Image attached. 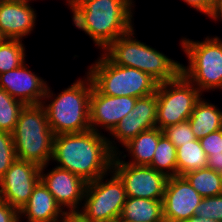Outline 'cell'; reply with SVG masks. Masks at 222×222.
I'll use <instances>...</instances> for the list:
<instances>
[{
  "mask_svg": "<svg viewBox=\"0 0 222 222\" xmlns=\"http://www.w3.org/2000/svg\"><path fill=\"white\" fill-rule=\"evenodd\" d=\"M189 123L195 138L200 140L208 134L222 129V111L215 104L201 99L196 103Z\"/></svg>",
  "mask_w": 222,
  "mask_h": 222,
  "instance_id": "obj_18",
  "label": "cell"
},
{
  "mask_svg": "<svg viewBox=\"0 0 222 222\" xmlns=\"http://www.w3.org/2000/svg\"><path fill=\"white\" fill-rule=\"evenodd\" d=\"M202 199L184 176L168 177L163 197L164 221L184 222L190 219Z\"/></svg>",
  "mask_w": 222,
  "mask_h": 222,
  "instance_id": "obj_13",
  "label": "cell"
},
{
  "mask_svg": "<svg viewBox=\"0 0 222 222\" xmlns=\"http://www.w3.org/2000/svg\"><path fill=\"white\" fill-rule=\"evenodd\" d=\"M12 137L17 159L39 166L49 165V161H52L54 134L41 104L24 106Z\"/></svg>",
  "mask_w": 222,
  "mask_h": 222,
  "instance_id": "obj_5",
  "label": "cell"
},
{
  "mask_svg": "<svg viewBox=\"0 0 222 222\" xmlns=\"http://www.w3.org/2000/svg\"><path fill=\"white\" fill-rule=\"evenodd\" d=\"M133 0H77L70 6L73 24L103 52L134 27Z\"/></svg>",
  "mask_w": 222,
  "mask_h": 222,
  "instance_id": "obj_2",
  "label": "cell"
},
{
  "mask_svg": "<svg viewBox=\"0 0 222 222\" xmlns=\"http://www.w3.org/2000/svg\"><path fill=\"white\" fill-rule=\"evenodd\" d=\"M158 99L156 93L137 98L132 114L135 121V129L143 131L156 128Z\"/></svg>",
  "mask_w": 222,
  "mask_h": 222,
  "instance_id": "obj_24",
  "label": "cell"
},
{
  "mask_svg": "<svg viewBox=\"0 0 222 222\" xmlns=\"http://www.w3.org/2000/svg\"><path fill=\"white\" fill-rule=\"evenodd\" d=\"M155 93L158 99L156 127L160 130L188 120L202 96L182 74L177 79L158 84Z\"/></svg>",
  "mask_w": 222,
  "mask_h": 222,
  "instance_id": "obj_9",
  "label": "cell"
},
{
  "mask_svg": "<svg viewBox=\"0 0 222 222\" xmlns=\"http://www.w3.org/2000/svg\"><path fill=\"white\" fill-rule=\"evenodd\" d=\"M114 222H130V221H127V220H124V219H121V218H118L116 221Z\"/></svg>",
  "mask_w": 222,
  "mask_h": 222,
  "instance_id": "obj_40",
  "label": "cell"
},
{
  "mask_svg": "<svg viewBox=\"0 0 222 222\" xmlns=\"http://www.w3.org/2000/svg\"><path fill=\"white\" fill-rule=\"evenodd\" d=\"M28 222H65L68 214L56 203L54 196L40 180L27 204L19 211Z\"/></svg>",
  "mask_w": 222,
  "mask_h": 222,
  "instance_id": "obj_17",
  "label": "cell"
},
{
  "mask_svg": "<svg viewBox=\"0 0 222 222\" xmlns=\"http://www.w3.org/2000/svg\"><path fill=\"white\" fill-rule=\"evenodd\" d=\"M92 88L93 83L87 73L84 79L76 80L56 97L47 86L41 105L46 111L49 127L54 135L90 130L89 107Z\"/></svg>",
  "mask_w": 222,
  "mask_h": 222,
  "instance_id": "obj_3",
  "label": "cell"
},
{
  "mask_svg": "<svg viewBox=\"0 0 222 222\" xmlns=\"http://www.w3.org/2000/svg\"><path fill=\"white\" fill-rule=\"evenodd\" d=\"M19 211L0 199V222H18Z\"/></svg>",
  "mask_w": 222,
  "mask_h": 222,
  "instance_id": "obj_32",
  "label": "cell"
},
{
  "mask_svg": "<svg viewBox=\"0 0 222 222\" xmlns=\"http://www.w3.org/2000/svg\"><path fill=\"white\" fill-rule=\"evenodd\" d=\"M41 166L16 159L0 178V199L20 211L40 181Z\"/></svg>",
  "mask_w": 222,
  "mask_h": 222,
  "instance_id": "obj_11",
  "label": "cell"
},
{
  "mask_svg": "<svg viewBox=\"0 0 222 222\" xmlns=\"http://www.w3.org/2000/svg\"><path fill=\"white\" fill-rule=\"evenodd\" d=\"M134 28L113 41L103 52L116 65L136 68L148 74L158 84L181 75L180 62L135 38Z\"/></svg>",
  "mask_w": 222,
  "mask_h": 222,
  "instance_id": "obj_4",
  "label": "cell"
},
{
  "mask_svg": "<svg viewBox=\"0 0 222 222\" xmlns=\"http://www.w3.org/2000/svg\"><path fill=\"white\" fill-rule=\"evenodd\" d=\"M149 166L164 173L167 177L177 176V150L164 134L159 138Z\"/></svg>",
  "mask_w": 222,
  "mask_h": 222,
  "instance_id": "obj_23",
  "label": "cell"
},
{
  "mask_svg": "<svg viewBox=\"0 0 222 222\" xmlns=\"http://www.w3.org/2000/svg\"><path fill=\"white\" fill-rule=\"evenodd\" d=\"M208 17L215 21L218 19L222 21V0H215L213 9Z\"/></svg>",
  "mask_w": 222,
  "mask_h": 222,
  "instance_id": "obj_35",
  "label": "cell"
},
{
  "mask_svg": "<svg viewBox=\"0 0 222 222\" xmlns=\"http://www.w3.org/2000/svg\"><path fill=\"white\" fill-rule=\"evenodd\" d=\"M163 134L175 145L179 147L188 143L189 141L196 140L192 132L189 120H185L175 125H171L162 130Z\"/></svg>",
  "mask_w": 222,
  "mask_h": 222,
  "instance_id": "obj_29",
  "label": "cell"
},
{
  "mask_svg": "<svg viewBox=\"0 0 222 222\" xmlns=\"http://www.w3.org/2000/svg\"><path fill=\"white\" fill-rule=\"evenodd\" d=\"M200 143L207 156L210 154H222V129L201 138Z\"/></svg>",
  "mask_w": 222,
  "mask_h": 222,
  "instance_id": "obj_31",
  "label": "cell"
},
{
  "mask_svg": "<svg viewBox=\"0 0 222 222\" xmlns=\"http://www.w3.org/2000/svg\"><path fill=\"white\" fill-rule=\"evenodd\" d=\"M184 222H214V220L206 219L205 217L193 215L190 219H187Z\"/></svg>",
  "mask_w": 222,
  "mask_h": 222,
  "instance_id": "obj_36",
  "label": "cell"
},
{
  "mask_svg": "<svg viewBox=\"0 0 222 222\" xmlns=\"http://www.w3.org/2000/svg\"><path fill=\"white\" fill-rule=\"evenodd\" d=\"M4 40V37L0 33V42Z\"/></svg>",
  "mask_w": 222,
  "mask_h": 222,
  "instance_id": "obj_41",
  "label": "cell"
},
{
  "mask_svg": "<svg viewBox=\"0 0 222 222\" xmlns=\"http://www.w3.org/2000/svg\"><path fill=\"white\" fill-rule=\"evenodd\" d=\"M207 167L216 173L222 174V154H210L207 156Z\"/></svg>",
  "mask_w": 222,
  "mask_h": 222,
  "instance_id": "obj_34",
  "label": "cell"
},
{
  "mask_svg": "<svg viewBox=\"0 0 222 222\" xmlns=\"http://www.w3.org/2000/svg\"><path fill=\"white\" fill-rule=\"evenodd\" d=\"M1 1H9V2H18V3H26L29 4L32 0H1Z\"/></svg>",
  "mask_w": 222,
  "mask_h": 222,
  "instance_id": "obj_38",
  "label": "cell"
},
{
  "mask_svg": "<svg viewBox=\"0 0 222 222\" xmlns=\"http://www.w3.org/2000/svg\"><path fill=\"white\" fill-rule=\"evenodd\" d=\"M137 98L130 96H108L101 94L94 86L90 95V129L99 127L109 131L125 117L135 105Z\"/></svg>",
  "mask_w": 222,
  "mask_h": 222,
  "instance_id": "obj_14",
  "label": "cell"
},
{
  "mask_svg": "<svg viewBox=\"0 0 222 222\" xmlns=\"http://www.w3.org/2000/svg\"><path fill=\"white\" fill-rule=\"evenodd\" d=\"M143 132L142 129H135V121L130 111L121 121L114 127L110 132V136L114 140H117L121 143L122 147L127 144L131 139L135 138L138 134Z\"/></svg>",
  "mask_w": 222,
  "mask_h": 222,
  "instance_id": "obj_27",
  "label": "cell"
},
{
  "mask_svg": "<svg viewBox=\"0 0 222 222\" xmlns=\"http://www.w3.org/2000/svg\"><path fill=\"white\" fill-rule=\"evenodd\" d=\"M65 222H81V221L75 216H68Z\"/></svg>",
  "mask_w": 222,
  "mask_h": 222,
  "instance_id": "obj_37",
  "label": "cell"
},
{
  "mask_svg": "<svg viewBox=\"0 0 222 222\" xmlns=\"http://www.w3.org/2000/svg\"><path fill=\"white\" fill-rule=\"evenodd\" d=\"M190 7H193L196 11L209 16L211 13L215 0H183Z\"/></svg>",
  "mask_w": 222,
  "mask_h": 222,
  "instance_id": "obj_33",
  "label": "cell"
},
{
  "mask_svg": "<svg viewBox=\"0 0 222 222\" xmlns=\"http://www.w3.org/2000/svg\"><path fill=\"white\" fill-rule=\"evenodd\" d=\"M162 135L163 131L157 127L138 134L123 146L132 157H130L132 160L130 162L122 160V162L131 165L149 166L152 162L159 138Z\"/></svg>",
  "mask_w": 222,
  "mask_h": 222,
  "instance_id": "obj_20",
  "label": "cell"
},
{
  "mask_svg": "<svg viewBox=\"0 0 222 222\" xmlns=\"http://www.w3.org/2000/svg\"><path fill=\"white\" fill-rule=\"evenodd\" d=\"M25 104L0 88V130L12 133Z\"/></svg>",
  "mask_w": 222,
  "mask_h": 222,
  "instance_id": "obj_26",
  "label": "cell"
},
{
  "mask_svg": "<svg viewBox=\"0 0 222 222\" xmlns=\"http://www.w3.org/2000/svg\"><path fill=\"white\" fill-rule=\"evenodd\" d=\"M205 37L203 42L183 38L181 47L188 66H181V74L203 94L222 89V39Z\"/></svg>",
  "mask_w": 222,
  "mask_h": 222,
  "instance_id": "obj_7",
  "label": "cell"
},
{
  "mask_svg": "<svg viewBox=\"0 0 222 222\" xmlns=\"http://www.w3.org/2000/svg\"><path fill=\"white\" fill-rule=\"evenodd\" d=\"M101 54L86 72L101 94L141 98L155 93L158 83L148 74L116 65L104 53Z\"/></svg>",
  "mask_w": 222,
  "mask_h": 222,
  "instance_id": "obj_6",
  "label": "cell"
},
{
  "mask_svg": "<svg viewBox=\"0 0 222 222\" xmlns=\"http://www.w3.org/2000/svg\"><path fill=\"white\" fill-rule=\"evenodd\" d=\"M119 218L130 222H165L163 200L127 197Z\"/></svg>",
  "mask_w": 222,
  "mask_h": 222,
  "instance_id": "obj_19",
  "label": "cell"
},
{
  "mask_svg": "<svg viewBox=\"0 0 222 222\" xmlns=\"http://www.w3.org/2000/svg\"><path fill=\"white\" fill-rule=\"evenodd\" d=\"M195 215L222 222V194L203 197L195 209Z\"/></svg>",
  "mask_w": 222,
  "mask_h": 222,
  "instance_id": "obj_30",
  "label": "cell"
},
{
  "mask_svg": "<svg viewBox=\"0 0 222 222\" xmlns=\"http://www.w3.org/2000/svg\"><path fill=\"white\" fill-rule=\"evenodd\" d=\"M119 148L103 133L88 130L82 133L54 135L53 157L58 167L81 177L86 183L110 173Z\"/></svg>",
  "mask_w": 222,
  "mask_h": 222,
  "instance_id": "obj_1",
  "label": "cell"
},
{
  "mask_svg": "<svg viewBox=\"0 0 222 222\" xmlns=\"http://www.w3.org/2000/svg\"><path fill=\"white\" fill-rule=\"evenodd\" d=\"M176 150L177 175L183 176L187 172L207 167V155L202 149L200 140L189 141Z\"/></svg>",
  "mask_w": 222,
  "mask_h": 222,
  "instance_id": "obj_21",
  "label": "cell"
},
{
  "mask_svg": "<svg viewBox=\"0 0 222 222\" xmlns=\"http://www.w3.org/2000/svg\"><path fill=\"white\" fill-rule=\"evenodd\" d=\"M16 159L12 133L0 130V178Z\"/></svg>",
  "mask_w": 222,
  "mask_h": 222,
  "instance_id": "obj_28",
  "label": "cell"
},
{
  "mask_svg": "<svg viewBox=\"0 0 222 222\" xmlns=\"http://www.w3.org/2000/svg\"><path fill=\"white\" fill-rule=\"evenodd\" d=\"M183 176L202 197L222 194V174L208 167L187 172Z\"/></svg>",
  "mask_w": 222,
  "mask_h": 222,
  "instance_id": "obj_22",
  "label": "cell"
},
{
  "mask_svg": "<svg viewBox=\"0 0 222 222\" xmlns=\"http://www.w3.org/2000/svg\"><path fill=\"white\" fill-rule=\"evenodd\" d=\"M37 76L27 64L0 74V88L25 105H40L46 94L48 83Z\"/></svg>",
  "mask_w": 222,
  "mask_h": 222,
  "instance_id": "obj_15",
  "label": "cell"
},
{
  "mask_svg": "<svg viewBox=\"0 0 222 222\" xmlns=\"http://www.w3.org/2000/svg\"><path fill=\"white\" fill-rule=\"evenodd\" d=\"M47 165L41 166L40 180L54 196L56 203L65 211L68 216H74L82 205L86 182L72 172L56 166L47 173H44Z\"/></svg>",
  "mask_w": 222,
  "mask_h": 222,
  "instance_id": "obj_12",
  "label": "cell"
},
{
  "mask_svg": "<svg viewBox=\"0 0 222 222\" xmlns=\"http://www.w3.org/2000/svg\"><path fill=\"white\" fill-rule=\"evenodd\" d=\"M110 173V179L105 174L86 184L82 210L74 215L81 222H114L120 217L127 195L119 176L112 169Z\"/></svg>",
  "mask_w": 222,
  "mask_h": 222,
  "instance_id": "obj_8",
  "label": "cell"
},
{
  "mask_svg": "<svg viewBox=\"0 0 222 222\" xmlns=\"http://www.w3.org/2000/svg\"><path fill=\"white\" fill-rule=\"evenodd\" d=\"M77 0H66V3H68V7H70L73 3H75Z\"/></svg>",
  "mask_w": 222,
  "mask_h": 222,
  "instance_id": "obj_39",
  "label": "cell"
},
{
  "mask_svg": "<svg viewBox=\"0 0 222 222\" xmlns=\"http://www.w3.org/2000/svg\"><path fill=\"white\" fill-rule=\"evenodd\" d=\"M22 41L4 39L0 42V74L16 69L26 62V48Z\"/></svg>",
  "mask_w": 222,
  "mask_h": 222,
  "instance_id": "obj_25",
  "label": "cell"
},
{
  "mask_svg": "<svg viewBox=\"0 0 222 222\" xmlns=\"http://www.w3.org/2000/svg\"><path fill=\"white\" fill-rule=\"evenodd\" d=\"M122 153L114 155L112 170L122 180L127 197L163 200L168 177L150 166L123 163L126 154Z\"/></svg>",
  "mask_w": 222,
  "mask_h": 222,
  "instance_id": "obj_10",
  "label": "cell"
},
{
  "mask_svg": "<svg viewBox=\"0 0 222 222\" xmlns=\"http://www.w3.org/2000/svg\"><path fill=\"white\" fill-rule=\"evenodd\" d=\"M36 10L30 4L0 0V33L4 39L22 40L36 23Z\"/></svg>",
  "mask_w": 222,
  "mask_h": 222,
  "instance_id": "obj_16",
  "label": "cell"
}]
</instances>
